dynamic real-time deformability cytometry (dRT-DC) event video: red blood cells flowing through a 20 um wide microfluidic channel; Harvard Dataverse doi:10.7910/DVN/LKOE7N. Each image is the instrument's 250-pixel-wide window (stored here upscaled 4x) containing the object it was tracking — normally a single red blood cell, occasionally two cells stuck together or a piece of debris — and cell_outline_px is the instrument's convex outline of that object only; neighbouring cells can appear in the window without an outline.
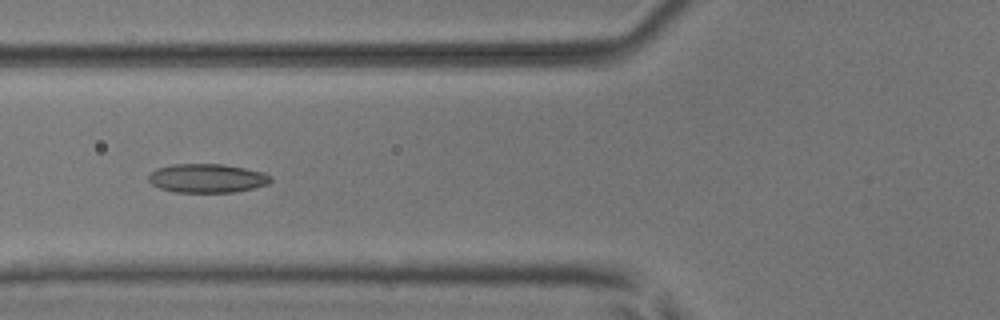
{"species": "common noctule bat (a hibernating species)", "species_latin": "Nyctalus noctula", "temperature_condition": "room temperature", "stored_images_in_passage": 43, "camera_frame_rate_fps": 3000, "um_per_image_px": 0.085, "animal": {"sex": "male", "body_mass_g": 17.9, "forearm_length_mm": 54.2}, "frame": {"image": 1, "passage_image": 15, "time_ms": 4.667, "image_size_px": [1000, 320], "cell_outline_px": [[272, 180], [268, 184], [252, 188], [232, 192], [176, 192], [160, 188], [152, 184], [148, 180], [148, 176], [156, 168], [172, 164], [220, 164], [244, 168], [264, 172], [272, 176]], "centroid_in_image_um": [17.6, 15.14], "position_along_channel_um": 108.2, "area_um2": 20.46}}
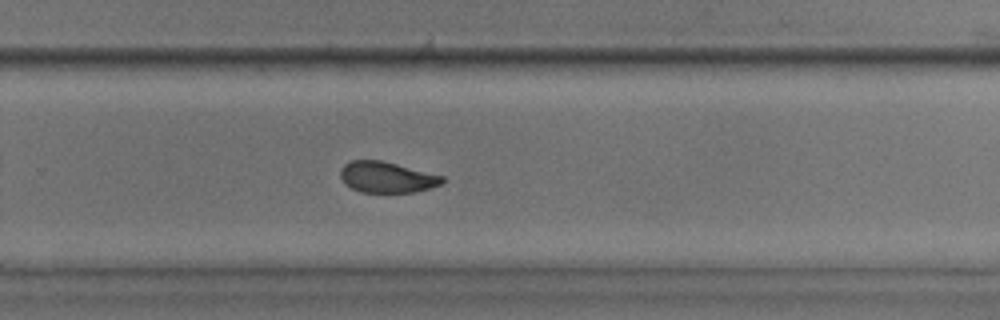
{"frame": {"image": 2, "passage_image": 29, "time_ms": 9.333, "image_size_px": [1000, 320], "cell_outline_px": [[444, 180], [440, 184], [428, 188], [412, 192], [360, 192], [344, 184], [340, 176], [340, 168], [344, 164], [352, 160], [380, 160], [444, 176]], "centroid_in_image_um": [32.82, 15.06], "position_along_channel_um": 297.0, "area_um2": 18.21}}
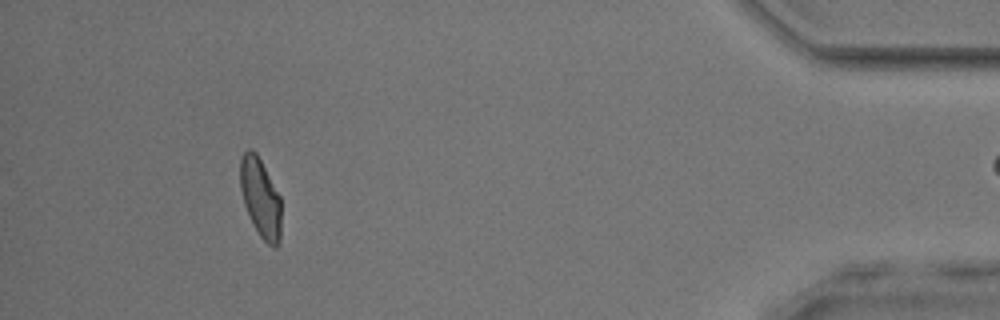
{"frame": {"image": 3, "passage_image": 42, "time_ms": 13.667, "image_size_px": [1000, 320], "cell_outline_px": [[280, 244], [276, 248], [272, 248], [260, 236], [244, 204], [240, 188], [240, 160], [244, 152], [248, 148], [252, 148], [256, 152], [280, 196]], "centroid_in_image_um": [22.14, 16.81], "position_along_channel_um": 413.1, "area_um2": 18.73}}